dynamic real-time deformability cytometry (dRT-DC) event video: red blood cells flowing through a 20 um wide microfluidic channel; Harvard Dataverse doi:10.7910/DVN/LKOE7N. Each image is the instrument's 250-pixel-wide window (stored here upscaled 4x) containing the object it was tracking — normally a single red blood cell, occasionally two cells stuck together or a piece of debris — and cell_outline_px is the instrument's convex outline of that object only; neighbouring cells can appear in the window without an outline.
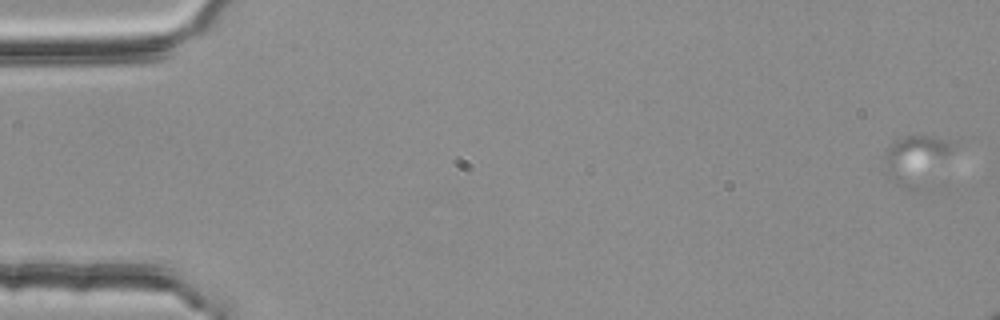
{"species": "common noctule bat (a hibernating species)", "species_latin": "Nyctalus noctula", "temperature_condition": "room temperature", "stored_images_in_passage": 5, "camera_frame_rate_fps": 3000, "um_per_image_px": 0.085, "animal": {"sex": "female", "body_mass_g": 25.1}, "frame": {"image": 1, "passage_image": 5, "time_ms": 1.333, "image_size_px": [1000, 320], "cell_outline_px": [[956, 148], [916, 188], [912, 188], [896, 184], [888, 180], [884, 156], [888, 148], [904, 136], [932, 136], [948, 140]], "centroid_in_image_um": [77.81, 13.51], "position_along_channel_um": 7.2, "area_um2": 18.26}}